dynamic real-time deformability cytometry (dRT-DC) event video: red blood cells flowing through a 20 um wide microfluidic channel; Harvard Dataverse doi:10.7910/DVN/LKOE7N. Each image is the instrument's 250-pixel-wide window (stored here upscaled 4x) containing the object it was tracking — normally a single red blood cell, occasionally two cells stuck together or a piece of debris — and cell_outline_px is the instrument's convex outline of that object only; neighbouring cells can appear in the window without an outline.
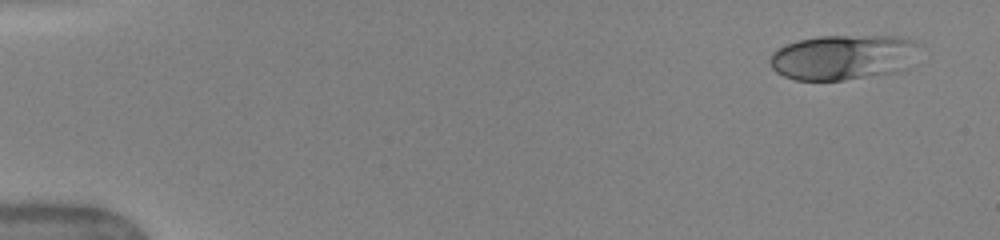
{"species": "human", "species_latin": "Homo sapiens", "temperature_condition": "warm", "stored_images_in_passage": 6, "camera_frame_rate_fps": 3000, "um_per_image_px": 0.085, "donor": {"sex": "female"}, "frame": {"image": 1, "passage_image": 1, "time_ms": 0.0, "image_size_px": [1000, 240], "cell_outline_px": [[916, 44], [908, 68], [900, 72], [844, 80], [796, 80], [784, 76], [776, 72], [772, 68], [768, 60], [772, 52], [776, 48], [796, 40], [820, 36], [908, 36], [916, 40]], "centroid_in_image_um": [71.63, 4.86], "position_along_channel_um": 13.4, "area_um2": 39.59}}
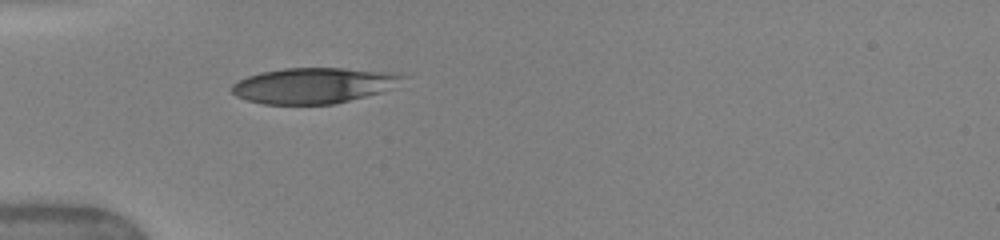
{"frame": {"image": 2, "passage_image": 5, "time_ms": 4.333, "image_size_px": [1000, 240], "cell_outline_px": [[408, 76], [380, 92], [336, 104], [264, 104], [248, 100], [236, 96], [232, 92], [232, 84], [248, 76], [260, 72], [284, 68], [344, 68], [396, 72]], "centroid_in_image_um": [26.64, 7.26], "position_along_channel_um": 58.4, "area_um2": 35.26}}